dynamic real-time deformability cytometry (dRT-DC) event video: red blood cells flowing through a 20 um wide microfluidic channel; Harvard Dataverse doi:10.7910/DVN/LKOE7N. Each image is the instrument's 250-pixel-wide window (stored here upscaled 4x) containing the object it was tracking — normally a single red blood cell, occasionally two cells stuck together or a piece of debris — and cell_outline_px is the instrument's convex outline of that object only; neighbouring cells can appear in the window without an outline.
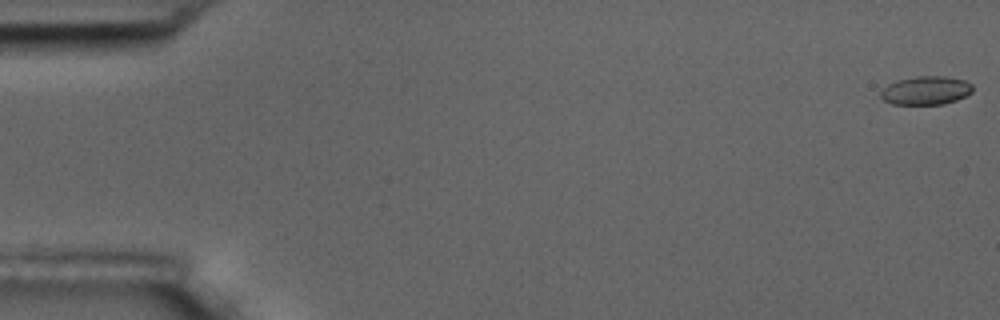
{"species": "common noctule bat (a hibernating species)", "species_latin": "Nyctalus noctula", "temperature_condition": "room temperature", "stored_images_in_passage": 5, "camera_frame_rate_fps": 3000, "um_per_image_px": 0.085, "animal": {"sex": "male", "body_mass_g": 17.5, "forearm_length_mm": 52.3}, "frame": {"image": 1, "passage_image": 1, "time_ms": 0.0, "image_size_px": [1000, 320], "cell_outline_px": [[972, 92], [956, 100], [944, 104], [892, 104], [884, 100], [880, 96], [880, 92], [888, 84], [900, 80], [916, 76], [944, 76], [964, 80], [972, 84]], "centroid_in_image_um": [78.7, 7.69], "position_along_channel_um": 6.3, "area_um2": 15.14}}
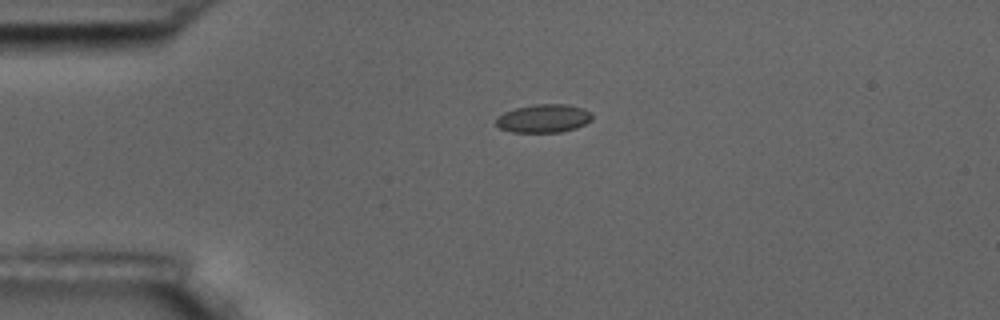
{"frame": {"image": 2, "passage_image": 4, "time_ms": 4.333, "image_size_px": [1000, 320], "cell_outline_px": [[592, 120], [576, 128], [560, 132], [512, 132], [500, 128], [496, 124], [496, 116], [504, 112], [516, 108], [536, 104], [568, 104], [584, 108], [592, 112]], "centroid_in_image_um": [46.22, 10.06], "position_along_channel_um": 38.8, "area_um2": 15.95}}